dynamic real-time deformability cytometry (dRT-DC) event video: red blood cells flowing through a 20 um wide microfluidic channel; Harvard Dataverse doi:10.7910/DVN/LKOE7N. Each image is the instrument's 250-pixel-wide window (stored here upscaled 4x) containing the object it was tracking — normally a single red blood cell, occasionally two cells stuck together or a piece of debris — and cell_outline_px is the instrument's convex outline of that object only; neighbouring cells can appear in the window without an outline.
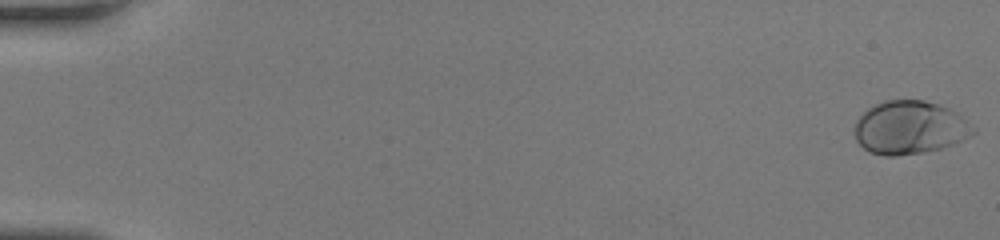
{"species": "human", "species_latin": "Homo sapiens", "temperature_condition": "room temperature", "stored_images_in_passage": 51, "camera_frame_rate_fps": 3000, "um_per_image_px": 0.085, "donor": {"sex": "female"}, "frame": {"image": 1, "passage_image": 1, "time_ms": 0.0, "image_size_px": [1000, 240], "cell_outline_px": [[976, 132], [972, 136], [952, 144], [940, 148], [924, 152], [896, 156], [884, 156], [868, 152], [856, 140], [852, 132], [852, 128], [856, 120], [868, 108], [884, 100], [924, 100], [940, 104], [956, 112], [972, 124], [976, 128]], "centroid_in_image_um": [77.31, 10.85], "position_along_channel_um": 7.7, "area_um2": 37.22}}
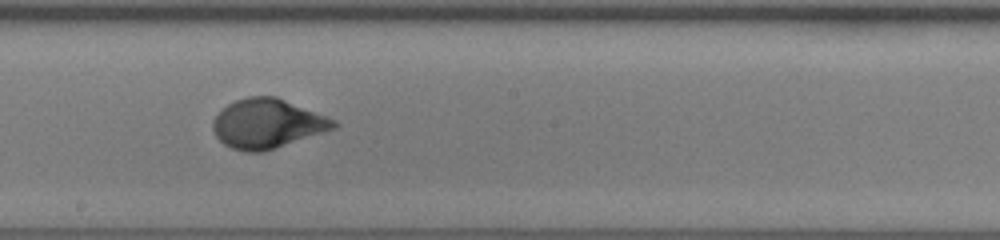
{"frame": {"image": 2, "passage_image": 30, "time_ms": 9.667, "image_size_px": [1000, 240], "cell_outline_px": [[340, 124], [336, 128], [264, 152], [244, 152], [232, 148], [224, 144], [216, 136], [212, 128], [212, 120], [228, 104], [236, 100], [248, 96], [276, 96], [336, 120]], "centroid_in_image_um": [22.73, 10.51], "position_along_channel_um": 225.5, "area_um2": 34.68}}
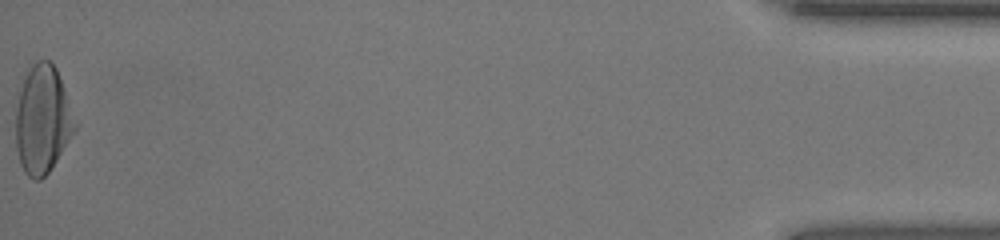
{"frame": {"image": 3, "passage_image": 51, "time_ms": 16.667, "image_size_px": [1000, 240], "cell_outline_px": [[80, 124], [48, 172], [40, 180], [32, 180], [24, 172], [20, 164], [16, 148], [16, 108], [20, 92], [24, 80], [32, 64], [36, 60], [48, 60], [56, 68]], "centroid_in_image_um": [3.65, 10.18], "position_along_channel_um": 431.5, "area_um2": 37.45}, "authors_computed_cell_mechanics": {"area_um2": 33.813, "velocity_mm_per_s": 4.2653, "shape_relaxation_time_tau1_ms": 3.3847, "shape_relaxation_time_tau2_ms": null, "deformation_change_tau1": 0.1927, "deformation_change_tau2": null}}